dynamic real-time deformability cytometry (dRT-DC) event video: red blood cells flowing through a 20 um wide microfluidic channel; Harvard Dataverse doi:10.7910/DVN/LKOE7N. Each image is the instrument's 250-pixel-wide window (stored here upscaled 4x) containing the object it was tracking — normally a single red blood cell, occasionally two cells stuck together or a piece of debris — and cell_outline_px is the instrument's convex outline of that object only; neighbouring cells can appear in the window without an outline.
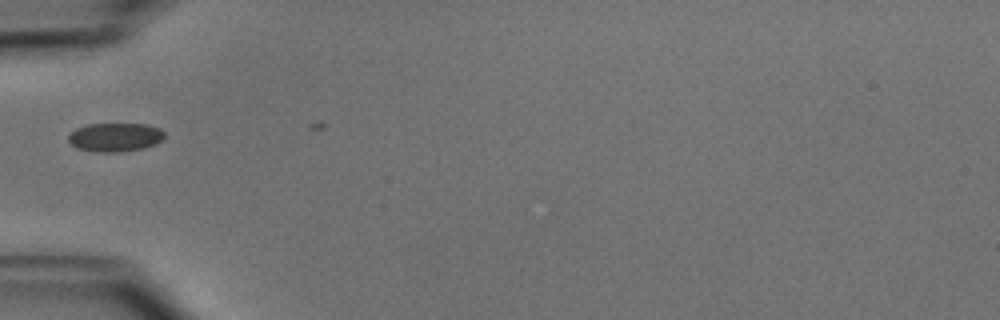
{"species": "common noctule bat (a hibernating species)", "species_latin": "Nyctalus noctula", "temperature_condition": "cold", "stored_images_in_passage": 2, "camera_frame_rate_fps": 3000, "um_per_image_px": 0.085, "animal": {"sex": "male", "body_mass_g": 15.6}, "frame": {"image": 1, "passage_image": 1, "time_ms": 0.0, "image_size_px": [1000, 320], "cell_outline_px": [[164, 136], [156, 144], [144, 148], [120, 152], [96, 152], [76, 148], [68, 140], [68, 136], [76, 128], [88, 124], [148, 124], [160, 128], [164, 132]], "centroid_in_image_um": [9.79, 11.66], "position_along_channel_um": 75.2, "area_um2": 16.13}}